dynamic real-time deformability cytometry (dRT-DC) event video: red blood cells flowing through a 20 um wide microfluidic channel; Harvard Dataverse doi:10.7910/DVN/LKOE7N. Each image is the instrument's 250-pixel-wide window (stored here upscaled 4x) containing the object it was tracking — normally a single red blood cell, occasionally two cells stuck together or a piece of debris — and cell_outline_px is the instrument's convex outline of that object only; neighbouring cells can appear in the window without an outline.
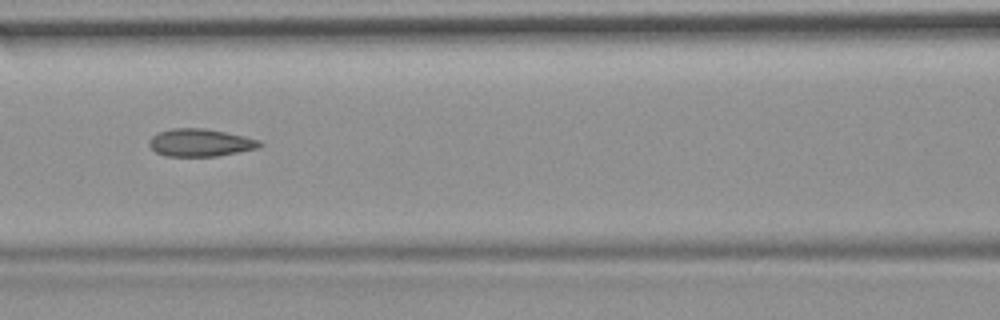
{"species": "common noctule bat (a hibernating species)", "species_latin": "Nyctalus noctula", "temperature_condition": "room temperature", "stored_images_in_passage": 11, "camera_frame_rate_fps": 3000, "um_per_image_px": 0.085, "animal": {"sex": "female", "body_mass_g": 19.9}, "frame": {"image": 1, "passage_image": 4, "time_ms": 1.0, "image_size_px": [1000, 320], "cell_outline_px": [[264, 144], [260, 148], [216, 156], [164, 156], [156, 152], [148, 144], [148, 140], [152, 136], [160, 132], [172, 128], [204, 128], [244, 136], [260, 140]], "centroid_in_image_um": [17.03, 12.13], "position_along_channel_um": 149.6, "area_um2": 17.8}}